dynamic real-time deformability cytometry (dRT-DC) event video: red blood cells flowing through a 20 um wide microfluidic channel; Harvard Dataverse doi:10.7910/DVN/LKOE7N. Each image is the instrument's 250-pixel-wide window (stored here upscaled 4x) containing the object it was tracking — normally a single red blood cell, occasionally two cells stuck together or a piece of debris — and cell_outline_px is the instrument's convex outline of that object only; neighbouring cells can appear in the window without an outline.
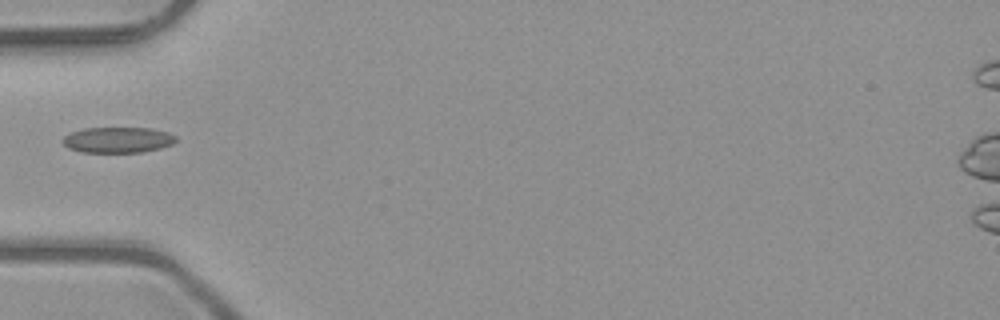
{"species": "common noctule bat (a hibernating species)", "species_latin": "Nyctalus noctula", "temperature_condition": "room temperature", "stored_images_in_passage": 1, "camera_frame_rate_fps": 3000, "um_per_image_px": 0.085, "animal": {"sex": "male", "body_mass_g": 23.1, "forearm_length_mm": 52.7}, "frame": {"image": 1, "passage_image": 1, "time_ms": 0.0, "image_size_px": [1000, 320], "cell_outline_px": [[176, 140], [172, 144], [160, 148], [144, 152], [80, 152], [68, 148], [60, 140], [64, 136], [72, 132], [84, 128], [152, 128], [168, 132], [176, 136]], "centroid_in_image_um": [10.01, 11.89], "position_along_channel_um": 75.0, "area_um2": 17.05}}